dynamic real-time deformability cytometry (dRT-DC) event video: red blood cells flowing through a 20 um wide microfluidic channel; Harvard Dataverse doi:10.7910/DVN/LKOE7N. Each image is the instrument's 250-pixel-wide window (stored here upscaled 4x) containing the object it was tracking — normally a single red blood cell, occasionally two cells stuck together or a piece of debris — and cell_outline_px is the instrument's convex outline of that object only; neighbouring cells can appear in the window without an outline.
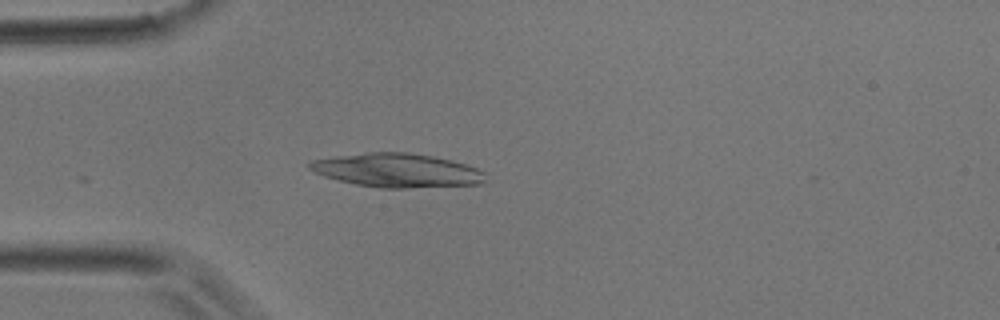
{"species": "common noctule bat (a hibernating species)", "species_latin": "Nyctalus noctula", "temperature_condition": "room temperature", "stored_images_in_passage": 4, "camera_frame_rate_fps": 3000, "um_per_image_px": 0.085, "animal": {"sex": "male", "body_mass_g": 17.9}, "frame": {"image": 1, "passage_image": 4, "time_ms": 1.0, "image_size_px": [1000, 320], "cell_outline_px": [[484, 184], [408, 188], [380, 188], [356, 184], [324, 176], [308, 168], [308, 164], [312, 160], [336, 156], [368, 152], [408, 152], [432, 156], [452, 160], [476, 168], [484, 172]], "centroid_in_image_um": [33.76, 14.48], "position_along_channel_um": 51.2, "area_um2": 34.51}}